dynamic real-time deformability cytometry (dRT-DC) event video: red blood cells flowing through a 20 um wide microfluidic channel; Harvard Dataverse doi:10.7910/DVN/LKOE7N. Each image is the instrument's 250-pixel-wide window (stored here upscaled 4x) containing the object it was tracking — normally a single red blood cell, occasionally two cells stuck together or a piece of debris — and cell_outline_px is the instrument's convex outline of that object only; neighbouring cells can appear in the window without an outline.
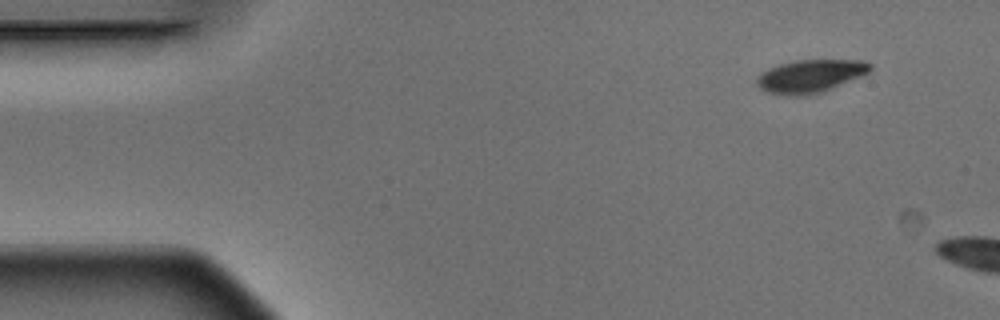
{"species": "Egyptian fruit bat (a non-hibernating species)", "species_latin": "Rousettus aegyptiacus", "temperature_condition": "warm", "stored_images_in_passage": 3, "camera_frame_rate_fps": 3000, "um_per_image_px": 0.085, "animal": {"sex": "male"}, "frame": {"image": 1, "passage_image": 1, "time_ms": 0.0, "image_size_px": [1000, 320], "cell_outline_px": [[872, 68], [868, 72], [860, 76], [820, 92], [804, 96], [788, 96], [768, 92], [760, 88], [756, 84], [756, 80], [760, 72], [768, 68], [780, 64], [796, 60], [864, 60], [872, 64]], "centroid_in_image_um": [68.84, 6.46], "position_along_channel_um": 16.2, "area_um2": 21.62}}